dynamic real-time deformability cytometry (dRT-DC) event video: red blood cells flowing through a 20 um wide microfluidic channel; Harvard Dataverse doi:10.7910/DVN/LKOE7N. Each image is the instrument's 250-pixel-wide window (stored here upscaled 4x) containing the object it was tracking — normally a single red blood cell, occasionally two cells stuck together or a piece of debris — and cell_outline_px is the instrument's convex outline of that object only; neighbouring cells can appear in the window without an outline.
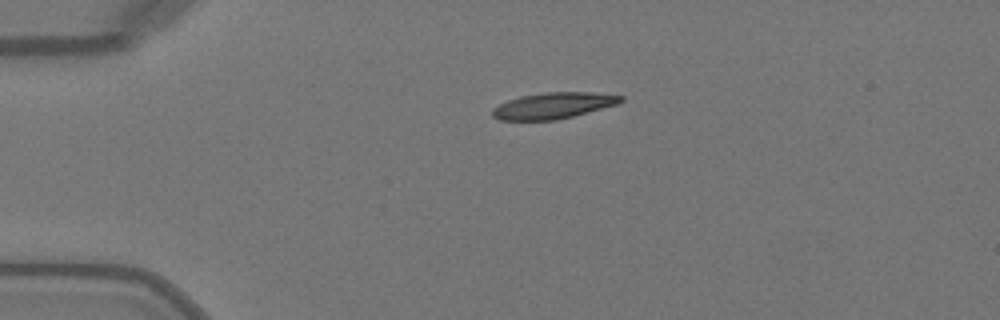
{"species": "Egyptian fruit bat (a non-hibernating species)", "species_latin": "Rousettus aegyptiacus", "temperature_condition": "warm", "stored_images_in_passage": 39, "camera_frame_rate_fps": 3000, "um_per_image_px": 0.085, "animal": {"sex": "female"}, "frame": {"image": 1, "passage_image": 1, "time_ms": 0.0, "image_size_px": [1000, 320], "cell_outline_px": [[624, 100], [616, 104], [572, 116], [556, 120], [500, 120], [492, 116], [492, 108], [508, 100], [520, 96], [544, 92], [592, 92], [624, 96]], "centroid_in_image_um": [47.0, 8.97], "position_along_channel_um": 38.0, "area_um2": 19.42}}
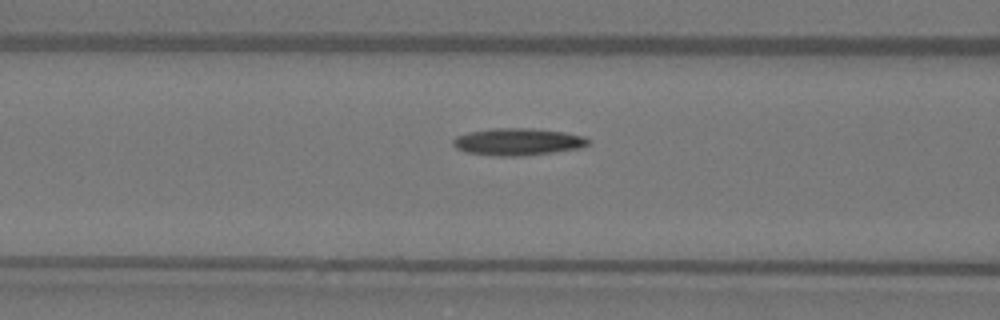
{"frame": {"image": 2, "passage_image": 10, "time_ms": 3.0, "image_size_px": [1000, 320], "cell_outline_px": [[592, 140], [588, 144], [580, 148], [524, 156], [500, 156], [464, 152], [456, 148], [452, 144], [452, 140], [456, 136], [468, 132], [492, 128], [528, 128], [564, 132], [584, 136]], "centroid_in_image_um": [43.99, 12.05], "position_along_channel_um": 122.6, "area_um2": 21.44}}
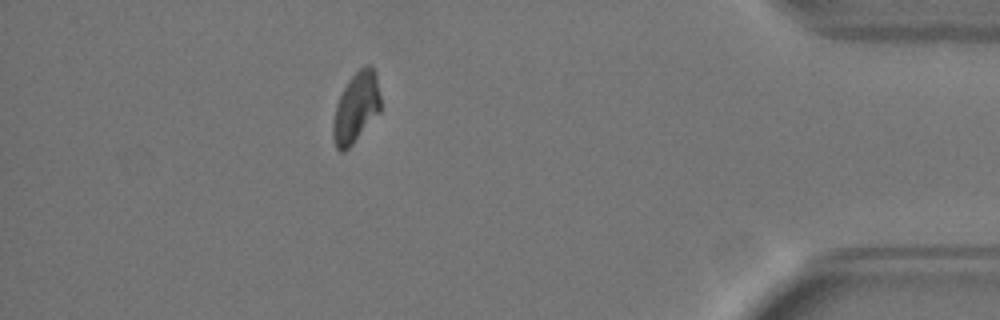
{"frame": {"image": 3, "passage_image": 34, "time_ms": 11.0, "image_size_px": [1000, 320], "cell_outline_px": [[380, 112], [352, 144], [344, 152], [340, 152], [336, 148], [332, 136], [332, 120], [336, 104], [348, 80], [360, 68], [368, 64], [372, 64], [376, 72], [380, 96]], "centroid_in_image_um": [30.26, 9.14], "position_along_channel_um": 404.9, "area_um2": 19.59}, "authors_computed_cell_mechanics": {"area_um2": 20.2878, "velocity_mm_per_s": 4.0755, "shape_relaxation_time_tau1_ms": 5.9881, "shape_relaxation_time_tau2_ms": null, "deformation_change_tau1": 0.1739, "deformation_change_tau2": null}}